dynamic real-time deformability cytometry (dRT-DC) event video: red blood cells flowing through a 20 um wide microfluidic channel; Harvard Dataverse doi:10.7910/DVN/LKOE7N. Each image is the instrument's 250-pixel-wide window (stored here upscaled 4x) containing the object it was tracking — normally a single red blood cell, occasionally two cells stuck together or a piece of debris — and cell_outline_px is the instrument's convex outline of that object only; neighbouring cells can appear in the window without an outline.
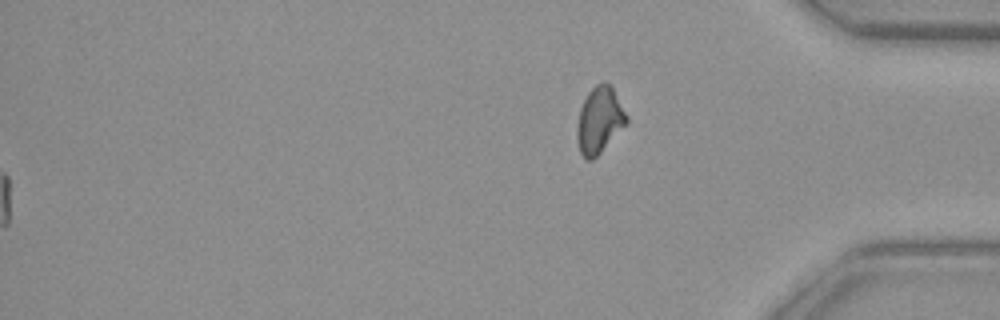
{"species": "common noctule bat (a hibernating species)", "species_latin": "Nyctalus noctula", "temperature_condition": "warm", "stored_images_in_passage": 51, "segment_of_instrument_passage": [2, 2], "camera_frame_rate_fps": 3000, "um_per_image_px": 0.085, "animal": {"sex": "female", "body_mass_g": 29.2, "forearm_length_mm": 56.3}, "frame": {"image": 1, "passage_image": 51, "time_ms": 16.667, "image_size_px": [1000, 320], "cell_outline_px": [[628, 124], [592, 160], [584, 160], [580, 152], [576, 140], [576, 128], [580, 108], [588, 92], [596, 84], [604, 80], [612, 84], [628, 116]], "centroid_in_image_um": [50.96, 10.19], "position_along_channel_um": 384.2, "area_um2": 19.59}}